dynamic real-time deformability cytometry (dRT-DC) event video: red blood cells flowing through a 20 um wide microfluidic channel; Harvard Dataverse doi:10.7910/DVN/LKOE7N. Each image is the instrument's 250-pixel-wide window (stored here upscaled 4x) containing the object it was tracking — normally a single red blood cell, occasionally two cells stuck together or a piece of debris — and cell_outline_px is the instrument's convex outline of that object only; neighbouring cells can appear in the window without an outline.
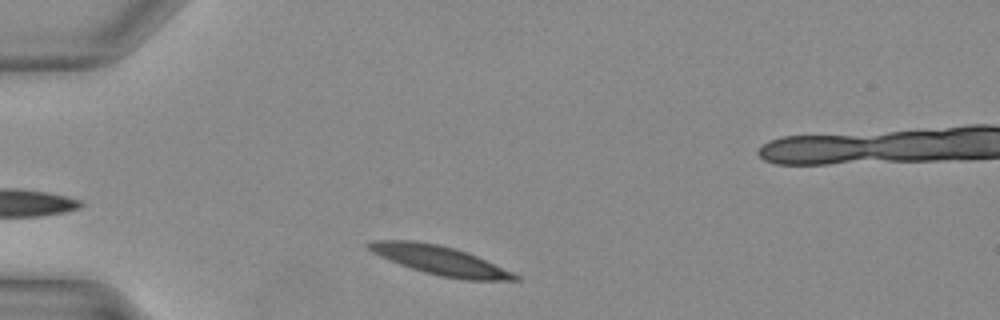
{"species": "Egyptian fruit bat (a non-hibernating species)", "species_latin": "Rousettus aegyptiacus", "temperature_condition": "warm", "stored_images_in_passage": 23, "camera_frame_rate_fps": 3000, "um_per_image_px": 0.085, "animal": {"sex": "female"}, "frame": {"image": 1, "passage_image": 1, "time_ms": 0.0, "image_size_px": [1000, 320], "cell_outline_px": [[520, 280], [464, 280], [440, 276], [424, 272], [400, 264], [380, 256], [372, 252], [364, 244], [372, 240], [412, 240], [436, 244], [452, 248], [476, 256], [512, 272], [520, 276]], "centroid_in_image_um": [37.36, 22.13], "position_along_channel_um": 47.6, "area_um2": 24.28}}
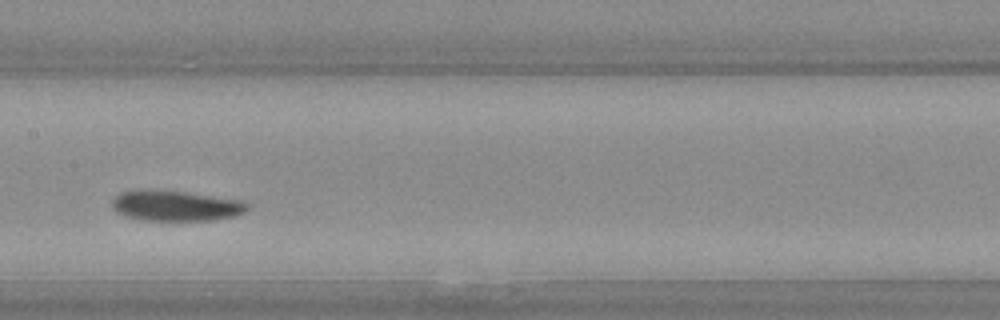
{"frame": {"image": 2, "passage_image": 11, "time_ms": 3.333, "image_size_px": [1000, 320], "cell_outline_px": [[248, 208], [244, 212], [232, 216], [212, 220], [144, 220], [124, 216], [116, 212], [112, 208], [112, 200], [120, 192], [136, 188], [148, 188], [184, 192], [240, 200], [248, 204]], "centroid_in_image_um": [14.83, 17.46], "position_along_channel_um": 192.6, "area_um2": 24.16}}
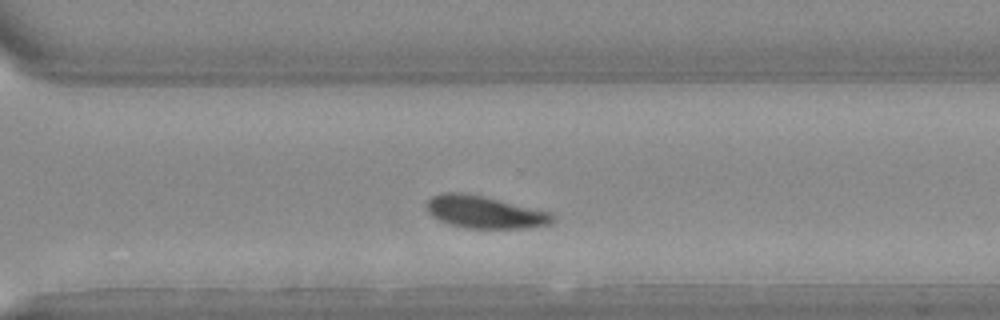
{"frame": {"image": 3, "passage_image": 19, "time_ms": 6.0, "image_size_px": [1000, 320], "cell_outline_px": [[556, 220], [552, 224], [524, 228], [464, 228], [448, 224], [432, 216], [428, 212], [428, 200], [432, 196], [440, 192], [464, 192], [484, 196], [552, 212], [556, 216]], "centroid_in_image_um": [41.24, 18.02], "position_along_channel_um": 329.4, "area_um2": 24.04}}